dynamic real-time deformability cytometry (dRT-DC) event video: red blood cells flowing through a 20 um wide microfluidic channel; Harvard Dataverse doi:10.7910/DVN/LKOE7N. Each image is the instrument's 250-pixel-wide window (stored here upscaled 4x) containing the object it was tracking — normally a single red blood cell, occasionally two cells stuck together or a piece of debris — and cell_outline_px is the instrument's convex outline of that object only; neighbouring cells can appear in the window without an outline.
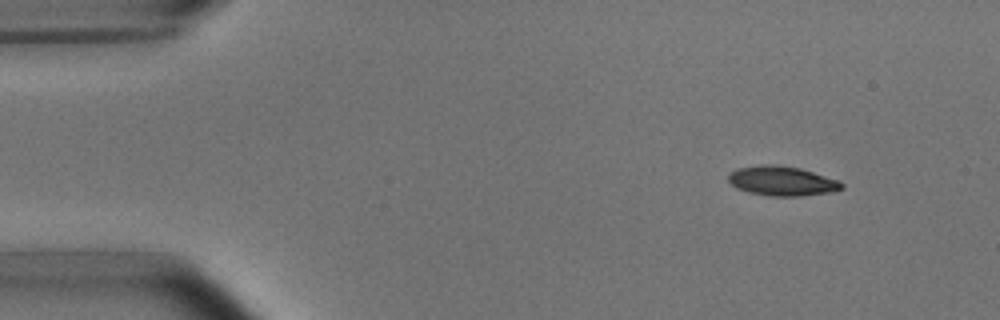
{"species": "common noctule bat (a hibernating species)", "species_latin": "Nyctalus noctula", "temperature_condition": "room temperature", "stored_images_in_passage": 4, "camera_frame_rate_fps": 3000, "um_per_image_px": 0.085, "animal": {"sex": "male", "body_mass_g": 15.6}, "frame": {"image": 1, "passage_image": 1, "time_ms": 0.0, "image_size_px": [1000, 320], "cell_outline_px": [[844, 188], [832, 192], [800, 196], [772, 196], [748, 192], [736, 188], [728, 180], [728, 176], [732, 172], [740, 168], [760, 164], [772, 164], [800, 168], [840, 180], [844, 184]], "centroid_in_image_um": [66.51, 15.38], "position_along_channel_um": 18.5, "area_um2": 19.54}}
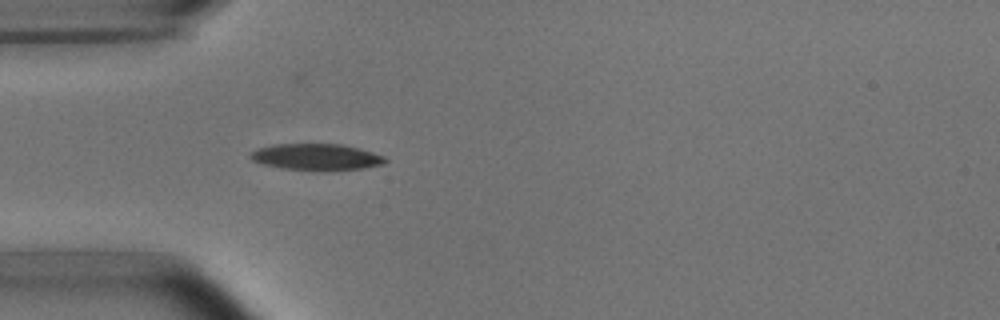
{"frame": {"image": 2, "passage_image": 4, "time_ms": 3.333, "image_size_px": [1000, 320], "cell_outline_px": [[388, 160], [384, 164], [364, 168], [324, 172], [280, 168], [264, 164], [252, 160], [248, 156], [252, 152], [260, 148], [272, 144], [340, 144], [372, 152], [384, 156]], "centroid_in_image_um": [26.91, 13.37], "position_along_channel_um": 58.1, "area_um2": 20.98}}